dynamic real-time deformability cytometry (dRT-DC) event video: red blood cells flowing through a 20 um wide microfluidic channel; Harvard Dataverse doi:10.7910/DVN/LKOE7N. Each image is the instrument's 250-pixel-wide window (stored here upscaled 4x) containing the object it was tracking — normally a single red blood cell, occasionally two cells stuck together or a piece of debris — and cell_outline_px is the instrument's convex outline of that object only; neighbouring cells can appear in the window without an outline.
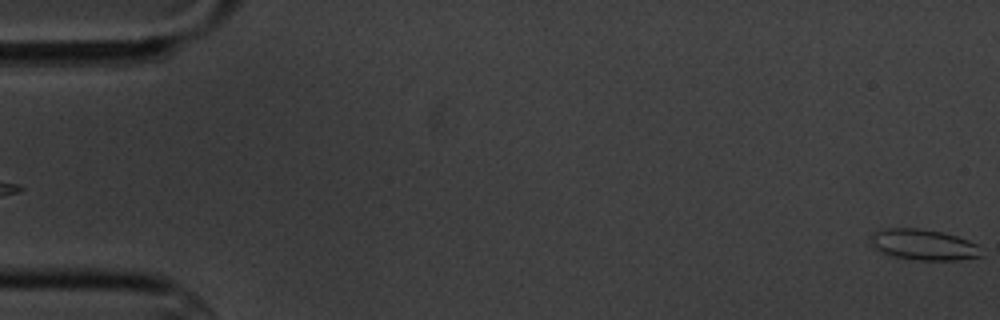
{"species": "common noctule bat (a hibernating species)", "species_latin": "Nyctalus noctula", "temperature_condition": "cold", "stored_images_in_passage": 3, "segment_of_instrument_passage": [2, 2], "camera_frame_rate_fps": 3000, "um_per_image_px": 0.085, "animal": {"sex": "male", "body_mass_g": 20.1, "forearm_length_mm": 53.5}, "frame": {"image": 1, "passage_image": 3, "time_ms": 2.667, "image_size_px": [1000, 320], "cell_outline_px": [[984, 256], [960, 260], [916, 260], [892, 256], [872, 248], [868, 240], [872, 232], [888, 228], [916, 228], [940, 232], [956, 236], [968, 240], [976, 244]], "centroid_in_image_um": [78.45, 20.81], "position_along_channel_um": 6.5, "area_um2": 20.06}}